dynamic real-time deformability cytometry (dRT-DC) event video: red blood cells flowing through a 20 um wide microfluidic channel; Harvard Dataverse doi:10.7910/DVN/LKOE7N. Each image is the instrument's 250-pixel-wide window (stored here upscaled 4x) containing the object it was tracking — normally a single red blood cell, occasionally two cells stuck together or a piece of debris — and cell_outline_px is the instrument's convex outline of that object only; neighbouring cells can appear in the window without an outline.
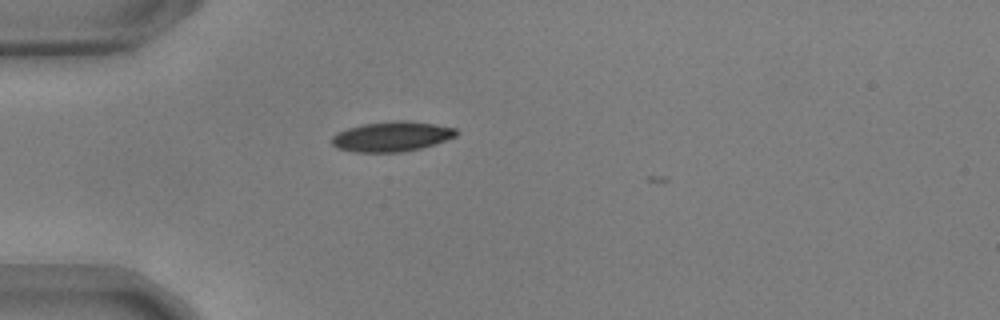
{"species": "common noctule bat (a hibernating species)", "species_latin": "Nyctalus noctula", "temperature_condition": "warm", "stored_images_in_passage": 3, "camera_frame_rate_fps": 3000, "um_per_image_px": 0.085, "animal": {"sex": "male", "body_mass_g": 17.9, "forearm_length_mm": 54.2}, "frame": {"image": 1, "passage_image": 1, "time_ms": 0.0, "image_size_px": [1000, 320], "cell_outline_px": [[460, 132], [456, 136], [420, 148], [400, 152], [352, 152], [336, 148], [332, 144], [332, 136], [336, 132], [348, 128], [364, 124], [392, 120], [408, 120], [456, 128]], "centroid_in_image_um": [33.26, 11.6], "position_along_channel_um": 51.7, "area_um2": 21.73}}